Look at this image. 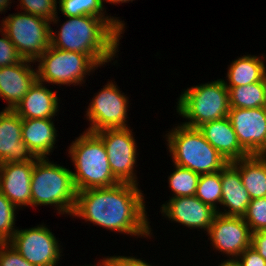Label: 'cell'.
Instances as JSON below:
<instances>
[{
  "label": "cell",
  "mask_w": 266,
  "mask_h": 266,
  "mask_svg": "<svg viewBox=\"0 0 266 266\" xmlns=\"http://www.w3.org/2000/svg\"><path fill=\"white\" fill-rule=\"evenodd\" d=\"M71 171L49 158L38 159L32 171L31 207L54 206L58 215L71 217L77 196Z\"/></svg>",
  "instance_id": "4"
},
{
  "label": "cell",
  "mask_w": 266,
  "mask_h": 266,
  "mask_svg": "<svg viewBox=\"0 0 266 266\" xmlns=\"http://www.w3.org/2000/svg\"><path fill=\"white\" fill-rule=\"evenodd\" d=\"M35 157L22 140V119L10 109L0 111V164L29 162Z\"/></svg>",
  "instance_id": "17"
},
{
  "label": "cell",
  "mask_w": 266,
  "mask_h": 266,
  "mask_svg": "<svg viewBox=\"0 0 266 266\" xmlns=\"http://www.w3.org/2000/svg\"><path fill=\"white\" fill-rule=\"evenodd\" d=\"M177 100V117L186 119L181 124L191 128L228 117L230 111L228 89L223 78L187 87Z\"/></svg>",
  "instance_id": "6"
},
{
  "label": "cell",
  "mask_w": 266,
  "mask_h": 266,
  "mask_svg": "<svg viewBox=\"0 0 266 266\" xmlns=\"http://www.w3.org/2000/svg\"><path fill=\"white\" fill-rule=\"evenodd\" d=\"M20 12L2 18L0 28L23 59L36 61L50 46L51 24L41 17Z\"/></svg>",
  "instance_id": "8"
},
{
  "label": "cell",
  "mask_w": 266,
  "mask_h": 266,
  "mask_svg": "<svg viewBox=\"0 0 266 266\" xmlns=\"http://www.w3.org/2000/svg\"><path fill=\"white\" fill-rule=\"evenodd\" d=\"M23 258L35 266H59L63 244L44 222L31 228H17L8 242Z\"/></svg>",
  "instance_id": "10"
},
{
  "label": "cell",
  "mask_w": 266,
  "mask_h": 266,
  "mask_svg": "<svg viewBox=\"0 0 266 266\" xmlns=\"http://www.w3.org/2000/svg\"><path fill=\"white\" fill-rule=\"evenodd\" d=\"M204 138L228 161L248 157L241 147L228 117L204 123L198 127Z\"/></svg>",
  "instance_id": "20"
},
{
  "label": "cell",
  "mask_w": 266,
  "mask_h": 266,
  "mask_svg": "<svg viewBox=\"0 0 266 266\" xmlns=\"http://www.w3.org/2000/svg\"><path fill=\"white\" fill-rule=\"evenodd\" d=\"M162 217L190 229L208 233L217 214L212 206L203 203L196 196L169 198L160 205ZM206 231V232H205Z\"/></svg>",
  "instance_id": "14"
},
{
  "label": "cell",
  "mask_w": 266,
  "mask_h": 266,
  "mask_svg": "<svg viewBox=\"0 0 266 266\" xmlns=\"http://www.w3.org/2000/svg\"><path fill=\"white\" fill-rule=\"evenodd\" d=\"M29 162L0 164V192L3 193L17 208L31 207V178L34 163Z\"/></svg>",
  "instance_id": "15"
},
{
  "label": "cell",
  "mask_w": 266,
  "mask_h": 266,
  "mask_svg": "<svg viewBox=\"0 0 266 266\" xmlns=\"http://www.w3.org/2000/svg\"><path fill=\"white\" fill-rule=\"evenodd\" d=\"M130 128L103 129L96 134L104 143L114 177L119 182L140 185L136 170L139 146Z\"/></svg>",
  "instance_id": "11"
},
{
  "label": "cell",
  "mask_w": 266,
  "mask_h": 266,
  "mask_svg": "<svg viewBox=\"0 0 266 266\" xmlns=\"http://www.w3.org/2000/svg\"><path fill=\"white\" fill-rule=\"evenodd\" d=\"M233 163L251 200L266 197V155H249Z\"/></svg>",
  "instance_id": "23"
},
{
  "label": "cell",
  "mask_w": 266,
  "mask_h": 266,
  "mask_svg": "<svg viewBox=\"0 0 266 266\" xmlns=\"http://www.w3.org/2000/svg\"><path fill=\"white\" fill-rule=\"evenodd\" d=\"M18 208L0 192V243L9 242L14 236L17 226L15 225Z\"/></svg>",
  "instance_id": "28"
},
{
  "label": "cell",
  "mask_w": 266,
  "mask_h": 266,
  "mask_svg": "<svg viewBox=\"0 0 266 266\" xmlns=\"http://www.w3.org/2000/svg\"><path fill=\"white\" fill-rule=\"evenodd\" d=\"M34 63L23 59L17 64L0 67V99L7 103L3 109L13 110L38 79Z\"/></svg>",
  "instance_id": "16"
},
{
  "label": "cell",
  "mask_w": 266,
  "mask_h": 266,
  "mask_svg": "<svg viewBox=\"0 0 266 266\" xmlns=\"http://www.w3.org/2000/svg\"><path fill=\"white\" fill-rule=\"evenodd\" d=\"M237 261L241 266H266L265 259L251 246L240 254Z\"/></svg>",
  "instance_id": "34"
},
{
  "label": "cell",
  "mask_w": 266,
  "mask_h": 266,
  "mask_svg": "<svg viewBox=\"0 0 266 266\" xmlns=\"http://www.w3.org/2000/svg\"><path fill=\"white\" fill-rule=\"evenodd\" d=\"M210 246L216 254L225 255L227 259H237L251 246V231L240 216H226L217 213L208 233Z\"/></svg>",
  "instance_id": "12"
},
{
  "label": "cell",
  "mask_w": 266,
  "mask_h": 266,
  "mask_svg": "<svg viewBox=\"0 0 266 266\" xmlns=\"http://www.w3.org/2000/svg\"><path fill=\"white\" fill-rule=\"evenodd\" d=\"M230 108H258L266 102V77L259 82L227 87Z\"/></svg>",
  "instance_id": "24"
},
{
  "label": "cell",
  "mask_w": 266,
  "mask_h": 266,
  "mask_svg": "<svg viewBox=\"0 0 266 266\" xmlns=\"http://www.w3.org/2000/svg\"><path fill=\"white\" fill-rule=\"evenodd\" d=\"M145 198L140 185L125 182L78 191L71 217L81 218L89 225L105 228L114 234L146 240L155 238Z\"/></svg>",
  "instance_id": "1"
},
{
  "label": "cell",
  "mask_w": 266,
  "mask_h": 266,
  "mask_svg": "<svg viewBox=\"0 0 266 266\" xmlns=\"http://www.w3.org/2000/svg\"><path fill=\"white\" fill-rule=\"evenodd\" d=\"M262 108H263V110H264L265 117H266V102L263 104Z\"/></svg>",
  "instance_id": "40"
},
{
  "label": "cell",
  "mask_w": 266,
  "mask_h": 266,
  "mask_svg": "<svg viewBox=\"0 0 266 266\" xmlns=\"http://www.w3.org/2000/svg\"><path fill=\"white\" fill-rule=\"evenodd\" d=\"M220 173L222 196L217 213L243 217L251 198L242 183L239 168L233 162H229Z\"/></svg>",
  "instance_id": "19"
},
{
  "label": "cell",
  "mask_w": 266,
  "mask_h": 266,
  "mask_svg": "<svg viewBox=\"0 0 266 266\" xmlns=\"http://www.w3.org/2000/svg\"><path fill=\"white\" fill-rule=\"evenodd\" d=\"M251 247H253L266 261V231L251 233Z\"/></svg>",
  "instance_id": "35"
},
{
  "label": "cell",
  "mask_w": 266,
  "mask_h": 266,
  "mask_svg": "<svg viewBox=\"0 0 266 266\" xmlns=\"http://www.w3.org/2000/svg\"><path fill=\"white\" fill-rule=\"evenodd\" d=\"M38 79L13 111L21 119H55L60 112L58 92Z\"/></svg>",
  "instance_id": "18"
},
{
  "label": "cell",
  "mask_w": 266,
  "mask_h": 266,
  "mask_svg": "<svg viewBox=\"0 0 266 266\" xmlns=\"http://www.w3.org/2000/svg\"><path fill=\"white\" fill-rule=\"evenodd\" d=\"M57 11L64 17L91 15L103 19H117L125 28L127 25L120 17L108 15L102 0H58ZM121 19V20H120Z\"/></svg>",
  "instance_id": "25"
},
{
  "label": "cell",
  "mask_w": 266,
  "mask_h": 266,
  "mask_svg": "<svg viewBox=\"0 0 266 266\" xmlns=\"http://www.w3.org/2000/svg\"><path fill=\"white\" fill-rule=\"evenodd\" d=\"M54 119H22V140L36 158H49L56 149L59 133Z\"/></svg>",
  "instance_id": "21"
},
{
  "label": "cell",
  "mask_w": 266,
  "mask_h": 266,
  "mask_svg": "<svg viewBox=\"0 0 266 266\" xmlns=\"http://www.w3.org/2000/svg\"><path fill=\"white\" fill-rule=\"evenodd\" d=\"M228 118L239 144L249 155H266V117L262 107L230 108Z\"/></svg>",
  "instance_id": "13"
},
{
  "label": "cell",
  "mask_w": 266,
  "mask_h": 266,
  "mask_svg": "<svg viewBox=\"0 0 266 266\" xmlns=\"http://www.w3.org/2000/svg\"><path fill=\"white\" fill-rule=\"evenodd\" d=\"M172 164L173 170L168 175L167 183L170 188L169 190H171L170 192L173 194H171V197L170 195L168 197L195 196L200 174L188 168Z\"/></svg>",
  "instance_id": "26"
},
{
  "label": "cell",
  "mask_w": 266,
  "mask_h": 266,
  "mask_svg": "<svg viewBox=\"0 0 266 266\" xmlns=\"http://www.w3.org/2000/svg\"><path fill=\"white\" fill-rule=\"evenodd\" d=\"M0 34V67L21 62L23 60L22 56L18 53L15 45L1 28Z\"/></svg>",
  "instance_id": "31"
},
{
  "label": "cell",
  "mask_w": 266,
  "mask_h": 266,
  "mask_svg": "<svg viewBox=\"0 0 266 266\" xmlns=\"http://www.w3.org/2000/svg\"><path fill=\"white\" fill-rule=\"evenodd\" d=\"M217 265L218 266H241V264L237 261V259H225V260L223 259Z\"/></svg>",
  "instance_id": "36"
},
{
  "label": "cell",
  "mask_w": 266,
  "mask_h": 266,
  "mask_svg": "<svg viewBox=\"0 0 266 266\" xmlns=\"http://www.w3.org/2000/svg\"><path fill=\"white\" fill-rule=\"evenodd\" d=\"M195 196L218 211L222 196L220 171L211 174H201Z\"/></svg>",
  "instance_id": "27"
},
{
  "label": "cell",
  "mask_w": 266,
  "mask_h": 266,
  "mask_svg": "<svg viewBox=\"0 0 266 266\" xmlns=\"http://www.w3.org/2000/svg\"><path fill=\"white\" fill-rule=\"evenodd\" d=\"M104 257L109 261L110 266H154L150 262H147V260L145 261V259L143 258H138L137 255L126 256L123 254V255H118V256L108 255Z\"/></svg>",
  "instance_id": "33"
},
{
  "label": "cell",
  "mask_w": 266,
  "mask_h": 266,
  "mask_svg": "<svg viewBox=\"0 0 266 266\" xmlns=\"http://www.w3.org/2000/svg\"><path fill=\"white\" fill-rule=\"evenodd\" d=\"M13 0H0V13L5 14L7 12L6 10H9L11 8V4ZM9 8V9H8Z\"/></svg>",
  "instance_id": "37"
},
{
  "label": "cell",
  "mask_w": 266,
  "mask_h": 266,
  "mask_svg": "<svg viewBox=\"0 0 266 266\" xmlns=\"http://www.w3.org/2000/svg\"><path fill=\"white\" fill-rule=\"evenodd\" d=\"M133 1H135V0H102V2H103V4H105V2L106 3H110L111 5H117V4H123V3H129V2H133Z\"/></svg>",
  "instance_id": "39"
},
{
  "label": "cell",
  "mask_w": 266,
  "mask_h": 266,
  "mask_svg": "<svg viewBox=\"0 0 266 266\" xmlns=\"http://www.w3.org/2000/svg\"><path fill=\"white\" fill-rule=\"evenodd\" d=\"M243 219L251 233L266 231V197L252 199Z\"/></svg>",
  "instance_id": "29"
},
{
  "label": "cell",
  "mask_w": 266,
  "mask_h": 266,
  "mask_svg": "<svg viewBox=\"0 0 266 266\" xmlns=\"http://www.w3.org/2000/svg\"><path fill=\"white\" fill-rule=\"evenodd\" d=\"M173 126L163 136L172 163L200 175L219 172L229 163L198 128L187 127L181 123Z\"/></svg>",
  "instance_id": "5"
},
{
  "label": "cell",
  "mask_w": 266,
  "mask_h": 266,
  "mask_svg": "<svg viewBox=\"0 0 266 266\" xmlns=\"http://www.w3.org/2000/svg\"><path fill=\"white\" fill-rule=\"evenodd\" d=\"M98 261V262H97ZM96 261V263H94V265L93 264H84L85 266H110V264H109V261L105 258V257H102V259H98ZM84 265H82V266H84Z\"/></svg>",
  "instance_id": "38"
},
{
  "label": "cell",
  "mask_w": 266,
  "mask_h": 266,
  "mask_svg": "<svg viewBox=\"0 0 266 266\" xmlns=\"http://www.w3.org/2000/svg\"><path fill=\"white\" fill-rule=\"evenodd\" d=\"M35 63L38 80L59 87L84 86L88 76L100 68L86 54L64 51L52 46H49Z\"/></svg>",
  "instance_id": "7"
},
{
  "label": "cell",
  "mask_w": 266,
  "mask_h": 266,
  "mask_svg": "<svg viewBox=\"0 0 266 266\" xmlns=\"http://www.w3.org/2000/svg\"><path fill=\"white\" fill-rule=\"evenodd\" d=\"M22 12L41 17L49 22L58 14V0H17ZM20 6V7H19Z\"/></svg>",
  "instance_id": "30"
},
{
  "label": "cell",
  "mask_w": 266,
  "mask_h": 266,
  "mask_svg": "<svg viewBox=\"0 0 266 266\" xmlns=\"http://www.w3.org/2000/svg\"><path fill=\"white\" fill-rule=\"evenodd\" d=\"M57 14L50 24V46L64 51L88 55L99 67L118 63L120 39L125 28L117 19H103L91 15L65 17L62 24ZM56 24V25H55ZM115 58H117L115 60ZM115 60V61H114Z\"/></svg>",
  "instance_id": "2"
},
{
  "label": "cell",
  "mask_w": 266,
  "mask_h": 266,
  "mask_svg": "<svg viewBox=\"0 0 266 266\" xmlns=\"http://www.w3.org/2000/svg\"><path fill=\"white\" fill-rule=\"evenodd\" d=\"M266 56L263 54L238 56L227 67L224 83L235 87L262 81L266 77ZM227 80V81H226Z\"/></svg>",
  "instance_id": "22"
},
{
  "label": "cell",
  "mask_w": 266,
  "mask_h": 266,
  "mask_svg": "<svg viewBox=\"0 0 266 266\" xmlns=\"http://www.w3.org/2000/svg\"><path fill=\"white\" fill-rule=\"evenodd\" d=\"M70 144L66 154L74 165L71 172L77 192L119 183L112 174L104 143L96 133L84 130Z\"/></svg>",
  "instance_id": "3"
},
{
  "label": "cell",
  "mask_w": 266,
  "mask_h": 266,
  "mask_svg": "<svg viewBox=\"0 0 266 266\" xmlns=\"http://www.w3.org/2000/svg\"><path fill=\"white\" fill-rule=\"evenodd\" d=\"M0 266H35L23 258L8 242L0 243Z\"/></svg>",
  "instance_id": "32"
},
{
  "label": "cell",
  "mask_w": 266,
  "mask_h": 266,
  "mask_svg": "<svg viewBox=\"0 0 266 266\" xmlns=\"http://www.w3.org/2000/svg\"><path fill=\"white\" fill-rule=\"evenodd\" d=\"M119 88L115 80L108 79L103 88L93 95L84 114L89 121L86 131L96 133L103 129L131 127L128 126L130 98Z\"/></svg>",
  "instance_id": "9"
}]
</instances>
